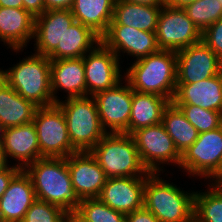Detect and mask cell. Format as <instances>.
<instances>
[{
    "instance_id": "cell-28",
    "label": "cell",
    "mask_w": 222,
    "mask_h": 222,
    "mask_svg": "<svg viewBox=\"0 0 222 222\" xmlns=\"http://www.w3.org/2000/svg\"><path fill=\"white\" fill-rule=\"evenodd\" d=\"M162 124L181 155L198 138L197 129L172 102L163 111Z\"/></svg>"
},
{
    "instance_id": "cell-22",
    "label": "cell",
    "mask_w": 222,
    "mask_h": 222,
    "mask_svg": "<svg viewBox=\"0 0 222 222\" xmlns=\"http://www.w3.org/2000/svg\"><path fill=\"white\" fill-rule=\"evenodd\" d=\"M51 89L55 103L60 101L59 90L66 98L86 96L83 57L51 60Z\"/></svg>"
},
{
    "instance_id": "cell-23",
    "label": "cell",
    "mask_w": 222,
    "mask_h": 222,
    "mask_svg": "<svg viewBox=\"0 0 222 222\" xmlns=\"http://www.w3.org/2000/svg\"><path fill=\"white\" fill-rule=\"evenodd\" d=\"M37 108L0 76V122L5 129L33 122Z\"/></svg>"
},
{
    "instance_id": "cell-26",
    "label": "cell",
    "mask_w": 222,
    "mask_h": 222,
    "mask_svg": "<svg viewBox=\"0 0 222 222\" xmlns=\"http://www.w3.org/2000/svg\"><path fill=\"white\" fill-rule=\"evenodd\" d=\"M116 0H74L71 7L75 21L89 27L100 38L113 19Z\"/></svg>"
},
{
    "instance_id": "cell-2",
    "label": "cell",
    "mask_w": 222,
    "mask_h": 222,
    "mask_svg": "<svg viewBox=\"0 0 222 222\" xmlns=\"http://www.w3.org/2000/svg\"><path fill=\"white\" fill-rule=\"evenodd\" d=\"M123 74L132 90L156 94L172 102L177 84L176 51L160 49L132 62Z\"/></svg>"
},
{
    "instance_id": "cell-43",
    "label": "cell",
    "mask_w": 222,
    "mask_h": 222,
    "mask_svg": "<svg viewBox=\"0 0 222 222\" xmlns=\"http://www.w3.org/2000/svg\"><path fill=\"white\" fill-rule=\"evenodd\" d=\"M10 165L11 164H10L9 160H7V158H6L5 151L3 149V145H2V143H0V171L6 169Z\"/></svg>"
},
{
    "instance_id": "cell-41",
    "label": "cell",
    "mask_w": 222,
    "mask_h": 222,
    "mask_svg": "<svg viewBox=\"0 0 222 222\" xmlns=\"http://www.w3.org/2000/svg\"><path fill=\"white\" fill-rule=\"evenodd\" d=\"M120 1H125L135 4L154 5V6L165 5V0H120Z\"/></svg>"
},
{
    "instance_id": "cell-37",
    "label": "cell",
    "mask_w": 222,
    "mask_h": 222,
    "mask_svg": "<svg viewBox=\"0 0 222 222\" xmlns=\"http://www.w3.org/2000/svg\"><path fill=\"white\" fill-rule=\"evenodd\" d=\"M23 8L37 17L45 11V3L44 0H23Z\"/></svg>"
},
{
    "instance_id": "cell-32",
    "label": "cell",
    "mask_w": 222,
    "mask_h": 222,
    "mask_svg": "<svg viewBox=\"0 0 222 222\" xmlns=\"http://www.w3.org/2000/svg\"><path fill=\"white\" fill-rule=\"evenodd\" d=\"M186 119L197 129L198 133L212 131L222 126V113L207 110L196 105H175Z\"/></svg>"
},
{
    "instance_id": "cell-10",
    "label": "cell",
    "mask_w": 222,
    "mask_h": 222,
    "mask_svg": "<svg viewBox=\"0 0 222 222\" xmlns=\"http://www.w3.org/2000/svg\"><path fill=\"white\" fill-rule=\"evenodd\" d=\"M156 38L160 49L178 51L200 42L202 33L183 8L163 5L158 18Z\"/></svg>"
},
{
    "instance_id": "cell-6",
    "label": "cell",
    "mask_w": 222,
    "mask_h": 222,
    "mask_svg": "<svg viewBox=\"0 0 222 222\" xmlns=\"http://www.w3.org/2000/svg\"><path fill=\"white\" fill-rule=\"evenodd\" d=\"M56 104L64 113L69 138L77 152L90 151L107 133L93 96L61 99Z\"/></svg>"
},
{
    "instance_id": "cell-36",
    "label": "cell",
    "mask_w": 222,
    "mask_h": 222,
    "mask_svg": "<svg viewBox=\"0 0 222 222\" xmlns=\"http://www.w3.org/2000/svg\"><path fill=\"white\" fill-rule=\"evenodd\" d=\"M21 170L20 167L14 165H10L6 169L0 171V198L4 194L5 190L8 188L9 183L12 178Z\"/></svg>"
},
{
    "instance_id": "cell-33",
    "label": "cell",
    "mask_w": 222,
    "mask_h": 222,
    "mask_svg": "<svg viewBox=\"0 0 222 222\" xmlns=\"http://www.w3.org/2000/svg\"><path fill=\"white\" fill-rule=\"evenodd\" d=\"M67 212L59 206L36 199L22 222H66Z\"/></svg>"
},
{
    "instance_id": "cell-44",
    "label": "cell",
    "mask_w": 222,
    "mask_h": 222,
    "mask_svg": "<svg viewBox=\"0 0 222 222\" xmlns=\"http://www.w3.org/2000/svg\"><path fill=\"white\" fill-rule=\"evenodd\" d=\"M210 184L222 186V163L218 171L210 178Z\"/></svg>"
},
{
    "instance_id": "cell-31",
    "label": "cell",
    "mask_w": 222,
    "mask_h": 222,
    "mask_svg": "<svg viewBox=\"0 0 222 222\" xmlns=\"http://www.w3.org/2000/svg\"><path fill=\"white\" fill-rule=\"evenodd\" d=\"M76 210L90 222H125L126 220V214L110 208L99 198L81 200Z\"/></svg>"
},
{
    "instance_id": "cell-7",
    "label": "cell",
    "mask_w": 222,
    "mask_h": 222,
    "mask_svg": "<svg viewBox=\"0 0 222 222\" xmlns=\"http://www.w3.org/2000/svg\"><path fill=\"white\" fill-rule=\"evenodd\" d=\"M33 123L37 131L40 158H66L77 152L72 147L64 113L57 104L37 108Z\"/></svg>"
},
{
    "instance_id": "cell-9",
    "label": "cell",
    "mask_w": 222,
    "mask_h": 222,
    "mask_svg": "<svg viewBox=\"0 0 222 222\" xmlns=\"http://www.w3.org/2000/svg\"><path fill=\"white\" fill-rule=\"evenodd\" d=\"M221 163L222 126L200 133L196 141L182 153L179 169L191 178L209 180L218 171Z\"/></svg>"
},
{
    "instance_id": "cell-3",
    "label": "cell",
    "mask_w": 222,
    "mask_h": 222,
    "mask_svg": "<svg viewBox=\"0 0 222 222\" xmlns=\"http://www.w3.org/2000/svg\"><path fill=\"white\" fill-rule=\"evenodd\" d=\"M160 175V172H150L146 176L143 207L160 222H191L194 219L195 191H185Z\"/></svg>"
},
{
    "instance_id": "cell-21",
    "label": "cell",
    "mask_w": 222,
    "mask_h": 222,
    "mask_svg": "<svg viewBox=\"0 0 222 222\" xmlns=\"http://www.w3.org/2000/svg\"><path fill=\"white\" fill-rule=\"evenodd\" d=\"M2 145L7 160L12 158L21 169L40 158L38 136L33 122L5 129Z\"/></svg>"
},
{
    "instance_id": "cell-14",
    "label": "cell",
    "mask_w": 222,
    "mask_h": 222,
    "mask_svg": "<svg viewBox=\"0 0 222 222\" xmlns=\"http://www.w3.org/2000/svg\"><path fill=\"white\" fill-rule=\"evenodd\" d=\"M101 42L120 59L121 52L127 53L135 60L158 52L156 32H147L124 25H109ZM120 56V57H119Z\"/></svg>"
},
{
    "instance_id": "cell-4",
    "label": "cell",
    "mask_w": 222,
    "mask_h": 222,
    "mask_svg": "<svg viewBox=\"0 0 222 222\" xmlns=\"http://www.w3.org/2000/svg\"><path fill=\"white\" fill-rule=\"evenodd\" d=\"M0 76L23 98L38 108L56 104L51 89V60L32 53L7 70L0 69Z\"/></svg>"
},
{
    "instance_id": "cell-39",
    "label": "cell",
    "mask_w": 222,
    "mask_h": 222,
    "mask_svg": "<svg viewBox=\"0 0 222 222\" xmlns=\"http://www.w3.org/2000/svg\"><path fill=\"white\" fill-rule=\"evenodd\" d=\"M196 0H165V5L173 8H184Z\"/></svg>"
},
{
    "instance_id": "cell-42",
    "label": "cell",
    "mask_w": 222,
    "mask_h": 222,
    "mask_svg": "<svg viewBox=\"0 0 222 222\" xmlns=\"http://www.w3.org/2000/svg\"><path fill=\"white\" fill-rule=\"evenodd\" d=\"M1 7L23 8V0H0Z\"/></svg>"
},
{
    "instance_id": "cell-13",
    "label": "cell",
    "mask_w": 222,
    "mask_h": 222,
    "mask_svg": "<svg viewBox=\"0 0 222 222\" xmlns=\"http://www.w3.org/2000/svg\"><path fill=\"white\" fill-rule=\"evenodd\" d=\"M176 57L177 84L200 82L222 71V61L202 40L176 51Z\"/></svg>"
},
{
    "instance_id": "cell-34",
    "label": "cell",
    "mask_w": 222,
    "mask_h": 222,
    "mask_svg": "<svg viewBox=\"0 0 222 222\" xmlns=\"http://www.w3.org/2000/svg\"><path fill=\"white\" fill-rule=\"evenodd\" d=\"M202 41L222 61V18L213 23L202 33Z\"/></svg>"
},
{
    "instance_id": "cell-17",
    "label": "cell",
    "mask_w": 222,
    "mask_h": 222,
    "mask_svg": "<svg viewBox=\"0 0 222 222\" xmlns=\"http://www.w3.org/2000/svg\"><path fill=\"white\" fill-rule=\"evenodd\" d=\"M74 22L71 9L48 10L35 17V53L48 57L57 47H61L65 31Z\"/></svg>"
},
{
    "instance_id": "cell-20",
    "label": "cell",
    "mask_w": 222,
    "mask_h": 222,
    "mask_svg": "<svg viewBox=\"0 0 222 222\" xmlns=\"http://www.w3.org/2000/svg\"><path fill=\"white\" fill-rule=\"evenodd\" d=\"M172 103L174 105H196L222 113V71L200 82L176 84Z\"/></svg>"
},
{
    "instance_id": "cell-40",
    "label": "cell",
    "mask_w": 222,
    "mask_h": 222,
    "mask_svg": "<svg viewBox=\"0 0 222 222\" xmlns=\"http://www.w3.org/2000/svg\"><path fill=\"white\" fill-rule=\"evenodd\" d=\"M66 222H90L85 219L77 210L67 212Z\"/></svg>"
},
{
    "instance_id": "cell-30",
    "label": "cell",
    "mask_w": 222,
    "mask_h": 222,
    "mask_svg": "<svg viewBox=\"0 0 222 222\" xmlns=\"http://www.w3.org/2000/svg\"><path fill=\"white\" fill-rule=\"evenodd\" d=\"M183 9L201 33L222 18V3L218 0H196Z\"/></svg>"
},
{
    "instance_id": "cell-29",
    "label": "cell",
    "mask_w": 222,
    "mask_h": 222,
    "mask_svg": "<svg viewBox=\"0 0 222 222\" xmlns=\"http://www.w3.org/2000/svg\"><path fill=\"white\" fill-rule=\"evenodd\" d=\"M207 188L195 191L194 219L197 222H222V186L208 183Z\"/></svg>"
},
{
    "instance_id": "cell-19",
    "label": "cell",
    "mask_w": 222,
    "mask_h": 222,
    "mask_svg": "<svg viewBox=\"0 0 222 222\" xmlns=\"http://www.w3.org/2000/svg\"><path fill=\"white\" fill-rule=\"evenodd\" d=\"M35 17L24 8L0 6V41L19 53L34 39Z\"/></svg>"
},
{
    "instance_id": "cell-18",
    "label": "cell",
    "mask_w": 222,
    "mask_h": 222,
    "mask_svg": "<svg viewBox=\"0 0 222 222\" xmlns=\"http://www.w3.org/2000/svg\"><path fill=\"white\" fill-rule=\"evenodd\" d=\"M36 199L31 178L21 169L0 198V222H22Z\"/></svg>"
},
{
    "instance_id": "cell-8",
    "label": "cell",
    "mask_w": 222,
    "mask_h": 222,
    "mask_svg": "<svg viewBox=\"0 0 222 222\" xmlns=\"http://www.w3.org/2000/svg\"><path fill=\"white\" fill-rule=\"evenodd\" d=\"M132 137L140 159L149 172L161 173L162 171L163 174L165 172L163 166L166 164L170 166V163L179 168L181 154L175 148L172 138L162 123L138 129Z\"/></svg>"
},
{
    "instance_id": "cell-15",
    "label": "cell",
    "mask_w": 222,
    "mask_h": 222,
    "mask_svg": "<svg viewBox=\"0 0 222 222\" xmlns=\"http://www.w3.org/2000/svg\"><path fill=\"white\" fill-rule=\"evenodd\" d=\"M72 186L80 200L98 198L108 177L90 151L66 157Z\"/></svg>"
},
{
    "instance_id": "cell-25",
    "label": "cell",
    "mask_w": 222,
    "mask_h": 222,
    "mask_svg": "<svg viewBox=\"0 0 222 222\" xmlns=\"http://www.w3.org/2000/svg\"><path fill=\"white\" fill-rule=\"evenodd\" d=\"M162 6L135 4L116 0L109 25H124L138 30L156 32Z\"/></svg>"
},
{
    "instance_id": "cell-16",
    "label": "cell",
    "mask_w": 222,
    "mask_h": 222,
    "mask_svg": "<svg viewBox=\"0 0 222 222\" xmlns=\"http://www.w3.org/2000/svg\"><path fill=\"white\" fill-rule=\"evenodd\" d=\"M146 176L110 177L99 199L110 208L124 214L143 208Z\"/></svg>"
},
{
    "instance_id": "cell-45",
    "label": "cell",
    "mask_w": 222,
    "mask_h": 222,
    "mask_svg": "<svg viewBox=\"0 0 222 222\" xmlns=\"http://www.w3.org/2000/svg\"><path fill=\"white\" fill-rule=\"evenodd\" d=\"M5 127L0 122V143L3 141V135H4Z\"/></svg>"
},
{
    "instance_id": "cell-11",
    "label": "cell",
    "mask_w": 222,
    "mask_h": 222,
    "mask_svg": "<svg viewBox=\"0 0 222 222\" xmlns=\"http://www.w3.org/2000/svg\"><path fill=\"white\" fill-rule=\"evenodd\" d=\"M83 63L86 96L111 89L124 80L120 59L102 42L83 57Z\"/></svg>"
},
{
    "instance_id": "cell-1",
    "label": "cell",
    "mask_w": 222,
    "mask_h": 222,
    "mask_svg": "<svg viewBox=\"0 0 222 222\" xmlns=\"http://www.w3.org/2000/svg\"><path fill=\"white\" fill-rule=\"evenodd\" d=\"M24 170L31 178L38 200L59 206L65 212L79 207L81 200L72 186L66 158L42 157Z\"/></svg>"
},
{
    "instance_id": "cell-27",
    "label": "cell",
    "mask_w": 222,
    "mask_h": 222,
    "mask_svg": "<svg viewBox=\"0 0 222 222\" xmlns=\"http://www.w3.org/2000/svg\"><path fill=\"white\" fill-rule=\"evenodd\" d=\"M101 38L89 27L75 21L62 37L61 47H57L49 56L50 60L84 57Z\"/></svg>"
},
{
    "instance_id": "cell-5",
    "label": "cell",
    "mask_w": 222,
    "mask_h": 222,
    "mask_svg": "<svg viewBox=\"0 0 222 222\" xmlns=\"http://www.w3.org/2000/svg\"><path fill=\"white\" fill-rule=\"evenodd\" d=\"M90 152L108 178L147 176L150 173L130 134L106 133Z\"/></svg>"
},
{
    "instance_id": "cell-24",
    "label": "cell",
    "mask_w": 222,
    "mask_h": 222,
    "mask_svg": "<svg viewBox=\"0 0 222 222\" xmlns=\"http://www.w3.org/2000/svg\"><path fill=\"white\" fill-rule=\"evenodd\" d=\"M169 104L170 101L165 97L133 90L128 134L162 123L163 111Z\"/></svg>"
},
{
    "instance_id": "cell-38",
    "label": "cell",
    "mask_w": 222,
    "mask_h": 222,
    "mask_svg": "<svg viewBox=\"0 0 222 222\" xmlns=\"http://www.w3.org/2000/svg\"><path fill=\"white\" fill-rule=\"evenodd\" d=\"M74 0H44L45 11L58 9H71Z\"/></svg>"
},
{
    "instance_id": "cell-35",
    "label": "cell",
    "mask_w": 222,
    "mask_h": 222,
    "mask_svg": "<svg viewBox=\"0 0 222 222\" xmlns=\"http://www.w3.org/2000/svg\"><path fill=\"white\" fill-rule=\"evenodd\" d=\"M125 222H160L157 217L146 208L126 214Z\"/></svg>"
},
{
    "instance_id": "cell-12",
    "label": "cell",
    "mask_w": 222,
    "mask_h": 222,
    "mask_svg": "<svg viewBox=\"0 0 222 222\" xmlns=\"http://www.w3.org/2000/svg\"><path fill=\"white\" fill-rule=\"evenodd\" d=\"M124 81L93 96L101 126L107 133L128 134L133 90L125 79Z\"/></svg>"
}]
</instances>
